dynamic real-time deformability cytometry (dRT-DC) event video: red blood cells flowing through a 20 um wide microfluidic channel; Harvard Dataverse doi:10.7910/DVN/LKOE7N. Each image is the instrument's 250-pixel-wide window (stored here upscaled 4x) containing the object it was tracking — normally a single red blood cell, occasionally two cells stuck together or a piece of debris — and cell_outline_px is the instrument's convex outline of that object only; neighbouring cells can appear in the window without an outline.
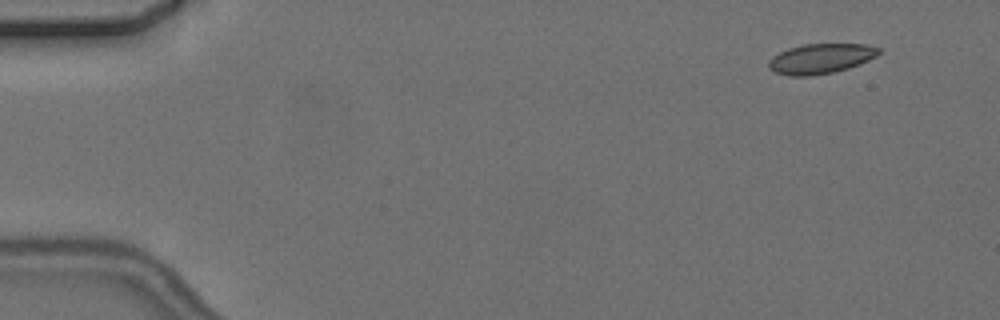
{"species": "common noctule bat (a hibernating species)", "species_latin": "Nyctalus noctula", "temperature_condition": "cold", "stored_images_in_passage": 5, "camera_frame_rate_fps": 3000, "um_per_image_px": 0.085, "animal": {"sex": "female", "body_mass_g": 24.6, "forearm_length_mm": 56.2}, "frame": {"image": 1, "passage_image": 1, "time_ms": 0.0, "image_size_px": [1000, 320], "cell_outline_px": [[880, 52], [876, 56], [860, 64], [848, 68], [832, 72], [812, 76], [788, 76], [776, 72], [768, 68], [768, 60], [772, 56], [788, 48], [804, 44], [868, 44], [880, 48]], "centroid_in_image_um": [69.74, 4.98], "position_along_channel_um": 15.3, "area_um2": 19.31}}
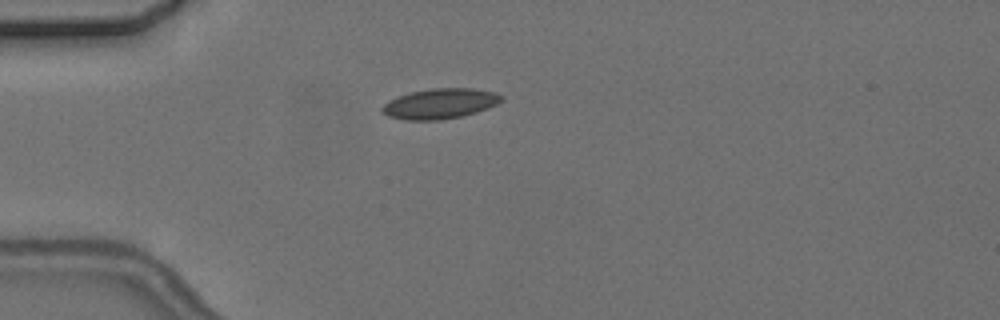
{"frame": {"image": 2, "passage_image": 4, "time_ms": 3.667, "image_size_px": [1000, 320], "cell_outline_px": [[504, 100], [496, 104], [476, 112], [460, 116], [440, 120], [404, 120], [388, 116], [380, 112], [380, 108], [388, 100], [412, 92], [432, 88], [472, 88], [496, 92], [504, 96]], "centroid_in_image_um": [37.39, 8.81], "position_along_channel_um": 47.6, "area_um2": 21.04}}